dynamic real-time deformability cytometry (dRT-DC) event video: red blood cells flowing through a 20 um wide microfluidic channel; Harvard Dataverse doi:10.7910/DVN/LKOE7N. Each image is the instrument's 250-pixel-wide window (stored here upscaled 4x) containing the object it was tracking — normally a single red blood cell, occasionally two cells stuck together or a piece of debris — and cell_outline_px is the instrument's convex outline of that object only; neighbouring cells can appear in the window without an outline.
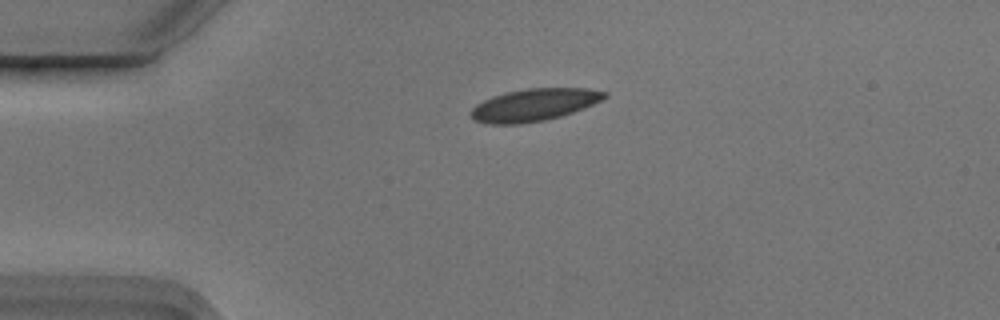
{"species": "Egyptian fruit bat (a non-hibernating species)", "species_latin": "Rousettus aegyptiacus", "temperature_condition": "cold", "stored_images_in_passage": 3, "camera_frame_rate_fps": 3000, "um_per_image_px": 0.085, "animal": {"sex": "male"}, "frame": {"image": 1, "passage_image": 2, "time_ms": 0.333, "image_size_px": [1000, 320], "cell_outline_px": [[608, 96], [584, 108], [560, 116], [544, 120], [520, 124], [488, 124], [476, 120], [468, 112], [476, 104], [492, 96], [504, 92], [528, 88], [588, 88], [608, 92]], "centroid_in_image_um": [45.38, 8.9], "position_along_channel_um": 39.6, "area_um2": 25.14}}